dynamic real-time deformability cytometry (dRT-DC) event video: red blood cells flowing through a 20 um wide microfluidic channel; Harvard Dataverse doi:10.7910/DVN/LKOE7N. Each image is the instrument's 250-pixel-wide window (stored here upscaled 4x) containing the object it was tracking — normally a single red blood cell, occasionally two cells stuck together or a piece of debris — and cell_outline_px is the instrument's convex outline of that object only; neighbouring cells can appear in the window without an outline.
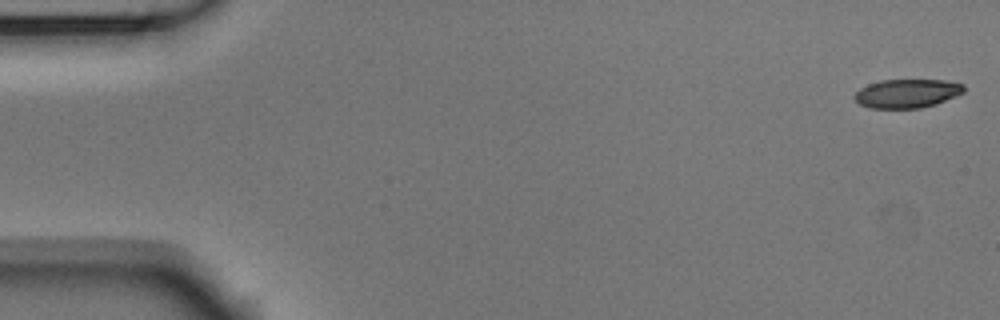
{"species": "Egyptian fruit bat (a non-hibernating species)", "species_latin": "Rousettus aegyptiacus", "temperature_condition": "room temperature", "stored_images_in_passage": 53, "camera_frame_rate_fps": 3000, "um_per_image_px": 0.085, "animal": {"sex": "male"}, "frame": {"image": 1, "passage_image": 1, "time_ms": 0.0, "image_size_px": [1000, 320], "cell_outline_px": [[964, 92], [936, 104], [920, 108], [868, 108], [860, 104], [852, 96], [860, 88], [868, 84], [880, 80], [944, 80], [964, 84]], "centroid_in_image_um": [77.08, 7.94], "position_along_channel_um": 7.9, "area_um2": 18.32}}
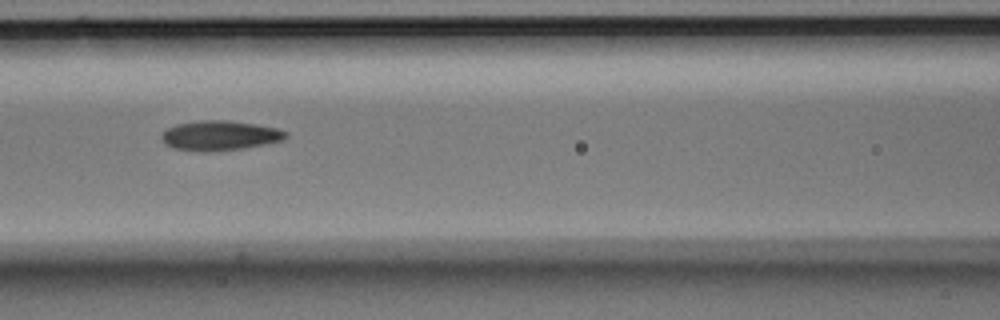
{"frame": {"image": 2, "passage_image": 23, "time_ms": 7.333, "image_size_px": [1000, 320], "cell_outline_px": [[288, 136], [284, 140], [244, 148], [204, 152], [200, 152], [172, 148], [164, 144], [160, 136], [168, 128], [176, 124], [200, 120], [228, 120], [256, 124], [276, 128], [288, 132]], "centroid_in_image_um": [18.67, 11.52], "position_along_channel_um": 147.9, "area_um2": 21.68}}
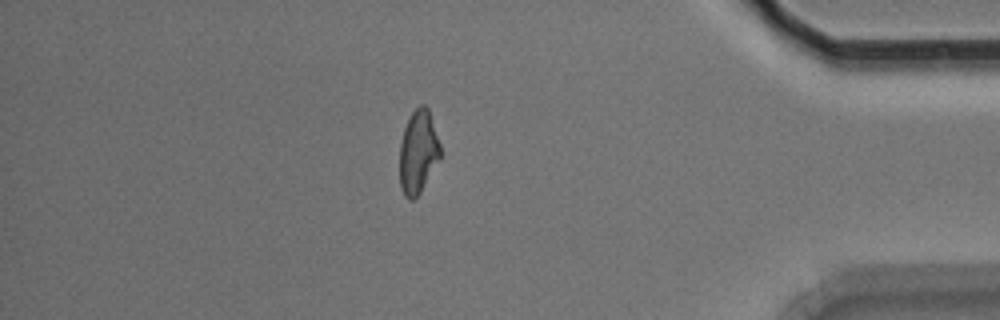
{"frame": {"image": 3, "passage_image": 46, "time_ms": 15.0, "image_size_px": [1000, 320], "cell_outline_px": [[440, 156], [420, 192], [412, 200], [408, 200], [404, 196], [400, 188], [400, 144], [404, 128], [412, 112], [420, 104], [424, 104], [428, 108], [440, 144]], "centroid_in_image_um": [35.52, 12.91], "position_along_channel_um": 399.7, "area_um2": 19.42}, "authors_computed_cell_mechanics": {"area_um2": 20.1722, "velocity_mm_per_s": 3.7622, "shape_relaxation_time_tau1_ms": 8.5779, "shape_relaxation_time_tau2_ms": 4.4595, "deformation_change_tau1": 0.199, "deformation_change_tau2": 0.1239}}